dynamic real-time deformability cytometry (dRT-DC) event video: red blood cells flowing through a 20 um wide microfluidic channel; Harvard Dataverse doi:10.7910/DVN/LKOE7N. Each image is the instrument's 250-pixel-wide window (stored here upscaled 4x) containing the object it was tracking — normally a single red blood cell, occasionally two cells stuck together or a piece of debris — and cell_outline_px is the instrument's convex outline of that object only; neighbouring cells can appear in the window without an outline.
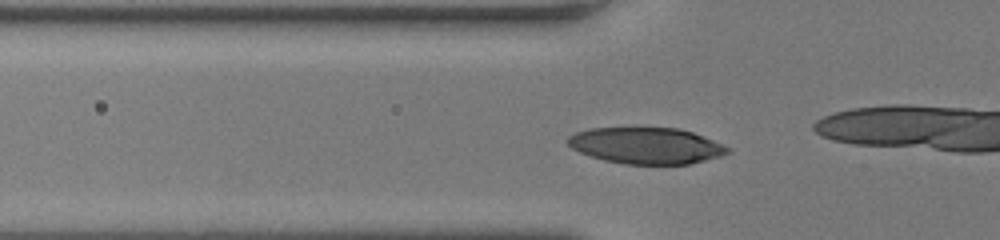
{"species": "human", "species_latin": "Homo sapiens", "temperature_condition": "room temperature", "stored_images_in_passage": 52, "camera_frame_rate_fps": 3000, "um_per_image_px": 0.085, "donor": {"sex": "female"}, "frame": {"image": 1, "passage_image": 16, "time_ms": 5.0, "image_size_px": [1000, 240], "cell_outline_px": [[732, 152], [720, 156], [688, 164], [624, 164], [604, 160], [580, 152], [572, 148], [564, 140], [568, 136], [576, 132], [588, 128], [680, 128], [692, 132], [724, 144]], "centroid_in_image_um": [54.91, 12.37], "position_along_channel_um": 70.9, "area_um2": 33.81}}
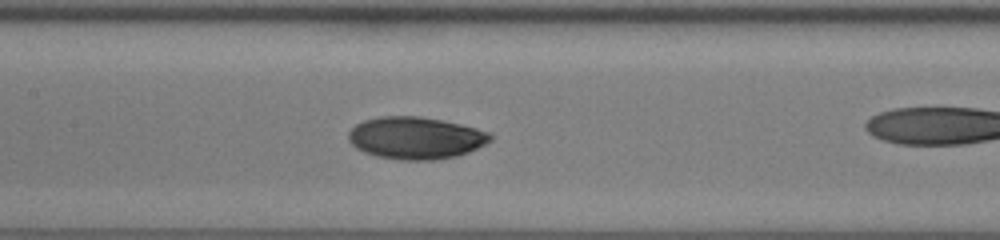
{"frame": {"image": 2, "passage_image": 24, "time_ms": 7.667, "image_size_px": [1000, 240], "cell_outline_px": [[492, 140], [468, 152], [456, 156], [432, 160], [404, 160], [376, 156], [364, 152], [356, 148], [348, 140], [348, 132], [356, 124], [364, 120], [380, 116], [420, 116], [444, 120], [476, 128], [488, 132], [492, 136]], "centroid_in_image_um": [35.31, 11.72], "position_along_channel_um": 172.1, "area_um2": 34.85}}
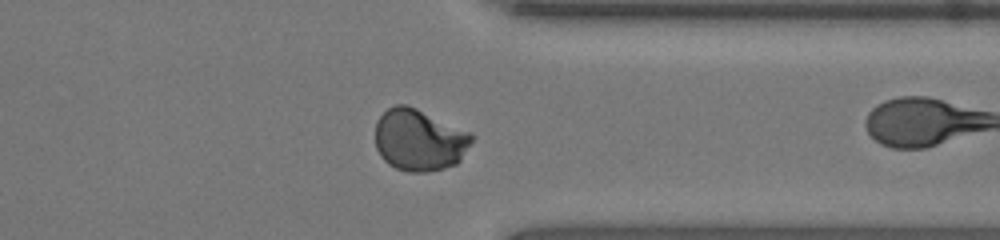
{"frame": {"image": 3, "passage_image": 40, "time_ms": 13.0, "image_size_px": [1000, 240], "cell_outline_px": [[476, 136], [460, 160], [456, 164], [444, 168], [428, 172], [408, 172], [396, 168], [388, 164], [380, 156], [376, 148], [376, 120], [388, 108], [396, 104], [408, 104], [472, 132]], "centroid_in_image_um": [35.66, 11.89], "position_along_channel_um": 375.7, "area_um2": 35.2}, "authors_computed_cell_mechanics": {"area_um2": 33.9864, "velocity_mm_per_s": 3.8469, "shape_relaxation_time_tau1_ms": 4.559, "shape_relaxation_time_tau2_ms": 0.8347, "deformation_change_tau1": 0.1682, "deformation_change_tau2": 0.0232}}